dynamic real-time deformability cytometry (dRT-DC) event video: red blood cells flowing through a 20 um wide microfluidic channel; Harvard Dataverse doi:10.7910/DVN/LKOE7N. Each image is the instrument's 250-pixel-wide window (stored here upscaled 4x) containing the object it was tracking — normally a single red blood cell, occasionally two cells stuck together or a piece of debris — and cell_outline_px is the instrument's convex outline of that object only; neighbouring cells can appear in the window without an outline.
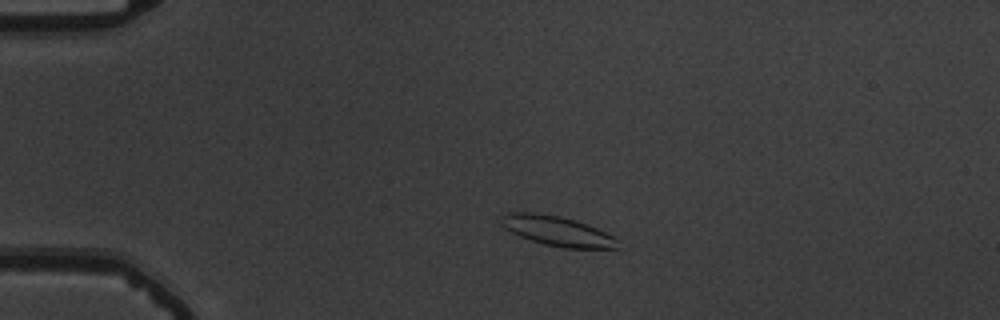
{"species": "common noctule bat (a hibernating species)", "species_latin": "Nyctalus noctula", "temperature_condition": "warm", "stored_images_in_passage": 51, "camera_frame_rate_fps": 3000, "um_per_image_px": 0.085, "animal": {"sex": "male", "body_mass_g": 19.5, "forearm_length_mm": 54.6}, "frame": {"image": 1, "passage_image": 9, "time_ms": 2.667, "image_size_px": [1000, 320], "cell_outline_px": [[620, 248], [564, 248], [544, 244], [520, 236], [504, 228], [500, 224], [500, 216], [508, 212], [532, 212], [560, 216], [576, 220], [596, 228], [620, 240]], "centroid_in_image_um": [47.35, 19.63], "position_along_channel_um": 37.6, "area_um2": 20.29}}
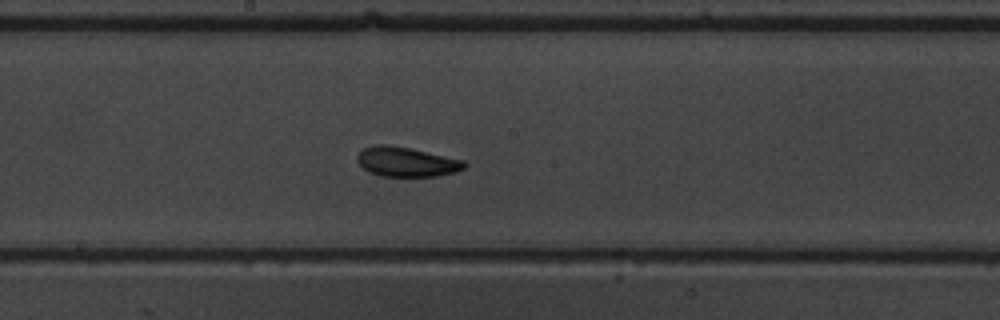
{"frame": {"image": 2, "passage_image": 27, "time_ms": 8.667, "image_size_px": [1000, 320], "cell_outline_px": [[468, 164], [464, 168], [456, 172], [436, 176], [380, 176], [368, 172], [356, 160], [356, 156], [364, 148], [376, 144], [384, 144], [408, 148], [464, 160]], "centroid_in_image_um": [34.54, 13.76], "position_along_channel_um": 213.7, "area_um2": 18.38}}
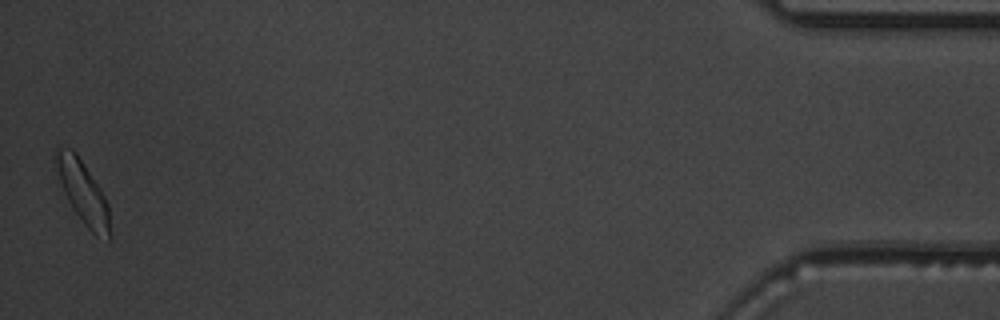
{"frame": {"image": 3, "passage_image": 51, "time_ms": 16.667, "image_size_px": [1000, 320], "cell_outline_px": [[108, 240], [96, 236], [84, 224], [72, 208], [68, 200], [60, 180], [52, 156], [56, 144], [72, 148], [76, 152], [100, 188], [108, 204]], "centroid_in_image_um": [6.97, 16.22], "position_along_channel_um": 428.2, "area_um2": 19.54}, "authors_computed_cell_mechanics": {"area_um2": 18.496, "velocity_mm_per_s": 3.7099, "shape_relaxation_time_tau1_ms": 5.2458, "shape_relaxation_time_tau2_ms": 3.0283, "deformation_change_tau1": 0.156, "deformation_change_tau2": 0.091}}